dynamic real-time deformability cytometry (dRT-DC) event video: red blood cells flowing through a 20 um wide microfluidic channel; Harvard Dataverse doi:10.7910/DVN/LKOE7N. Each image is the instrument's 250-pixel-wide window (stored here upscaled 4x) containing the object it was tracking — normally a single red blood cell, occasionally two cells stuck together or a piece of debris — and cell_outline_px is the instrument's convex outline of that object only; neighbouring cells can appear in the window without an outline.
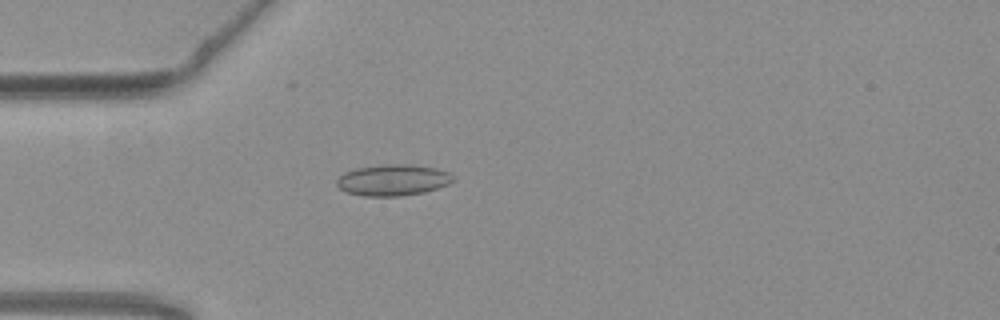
{"species": "common noctule bat (a hibernating species)", "species_latin": "Nyctalus noctula", "temperature_condition": "warm", "stored_images_in_passage": 37, "camera_frame_rate_fps": 3000, "um_per_image_px": 0.085, "animal": {"sex": "female", "body_mass_g": 19.3, "forearm_length_mm": 54.1}, "frame": {"image": 1, "passage_image": 1, "time_ms": 0.0, "image_size_px": [1000, 320], "cell_outline_px": [[452, 180], [448, 184], [424, 192], [400, 196], [364, 196], [348, 192], [340, 188], [336, 184], [336, 180], [344, 172], [356, 168], [384, 164], [408, 164], [436, 168], [448, 172], [452, 176]], "centroid_in_image_um": [33.37, 15.3], "position_along_channel_um": 51.6, "area_um2": 20.98}}
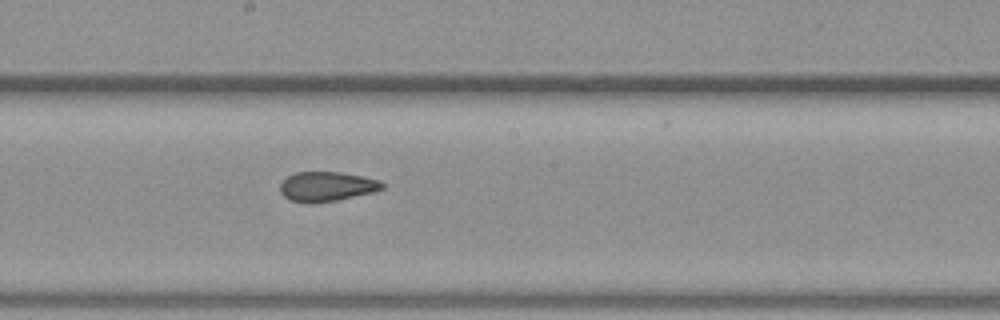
{"frame": {"image": 2, "passage_image": 15, "time_ms": 4.667, "image_size_px": [1000, 320], "cell_outline_px": [[384, 188], [372, 192], [336, 200], [312, 204], [288, 200], [280, 192], [280, 184], [288, 176], [296, 172], [340, 172], [364, 176], [380, 180], [384, 184]], "centroid_in_image_um": [27.76, 15.85], "position_along_channel_um": 220.4, "area_um2": 17.69}}
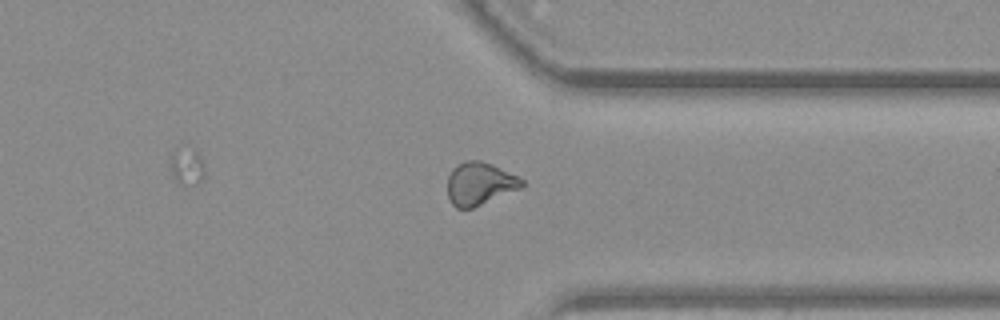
{"frame": {"image": 3, "passage_image": 27, "time_ms": 8.667, "image_size_px": [1000, 320], "cell_outline_px": [[524, 184], [520, 188], [472, 208], [456, 208], [452, 204], [448, 196], [448, 176], [452, 168], [464, 160], [480, 160], [492, 164], [524, 180]], "centroid_in_image_um": [40.74, 15.6], "position_along_channel_um": 370.7, "area_um2": 18.32}, "authors_computed_cell_mechanics": {"area_um2": 18.1492, "velocity_mm_per_s": 3.8046, "shape_relaxation_time_tau1_ms": null, "shape_relaxation_time_tau2_ms": 2.0273, "deformation_change_tau1": null, "deformation_change_tau2": 0.0505}}